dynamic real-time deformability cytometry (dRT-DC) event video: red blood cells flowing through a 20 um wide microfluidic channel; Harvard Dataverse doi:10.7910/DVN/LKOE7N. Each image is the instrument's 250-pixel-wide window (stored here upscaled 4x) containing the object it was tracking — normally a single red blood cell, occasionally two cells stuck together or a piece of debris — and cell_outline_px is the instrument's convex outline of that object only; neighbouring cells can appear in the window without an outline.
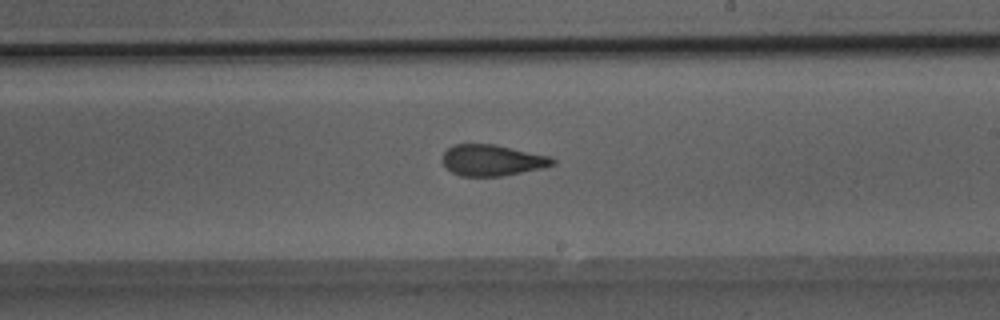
{"species": "Egyptian fruit bat (a non-hibernating species)", "species_latin": "Rousettus aegyptiacus", "temperature_condition": "room temperature", "stored_images_in_passage": 29, "camera_frame_rate_fps": 3000, "um_per_image_px": 0.085, "animal": {"sex": "male"}, "frame": {"image": 1, "passage_image": 13, "time_ms": 4.0, "image_size_px": [1000, 320], "cell_outline_px": [[556, 164], [544, 168], [500, 176], [460, 176], [452, 172], [444, 164], [444, 152], [448, 148], [456, 144], [492, 144], [552, 156], [556, 160]], "centroid_in_image_um": [41.9, 13.62], "position_along_channel_um": 247.1, "area_um2": 19.88}}
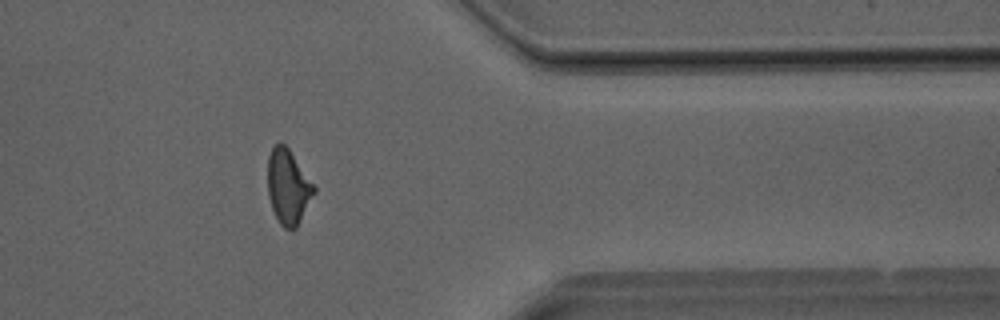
{"frame": {"image": 2, "passage_image": 22, "time_ms": 7.0, "image_size_px": [1000, 320], "cell_outline_px": [[316, 192], [296, 228], [284, 228], [280, 224], [272, 208], [268, 196], [268, 156], [272, 148], [280, 140], [288, 148], [316, 188]], "centroid_in_image_um": [24.49, 15.87], "position_along_channel_um": 386.9, "area_um2": 19.94}}
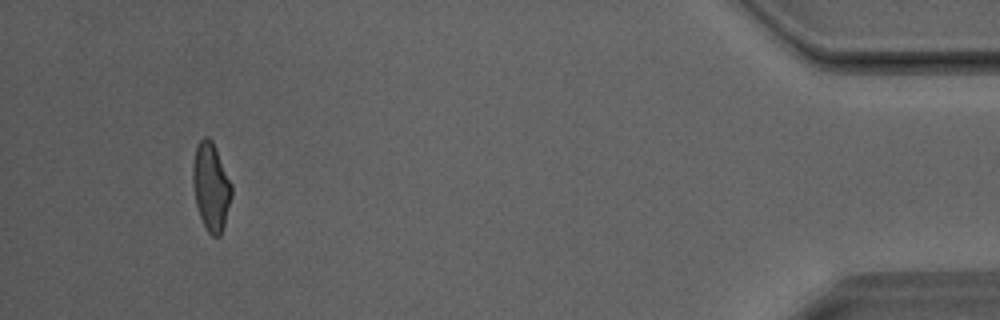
{"frame": {"image": 3, "passage_image": 27, "time_ms": 8.667, "image_size_px": [1000, 320], "cell_outline_px": [[232, 196], [224, 224], [220, 236], [212, 236], [208, 232], [200, 216], [196, 204], [192, 180], [192, 168], [196, 144], [204, 136], [208, 136], [212, 140], [232, 184]], "centroid_in_image_um": [17.93, 15.84], "position_along_channel_um": 417.3, "area_um2": 19.83}}